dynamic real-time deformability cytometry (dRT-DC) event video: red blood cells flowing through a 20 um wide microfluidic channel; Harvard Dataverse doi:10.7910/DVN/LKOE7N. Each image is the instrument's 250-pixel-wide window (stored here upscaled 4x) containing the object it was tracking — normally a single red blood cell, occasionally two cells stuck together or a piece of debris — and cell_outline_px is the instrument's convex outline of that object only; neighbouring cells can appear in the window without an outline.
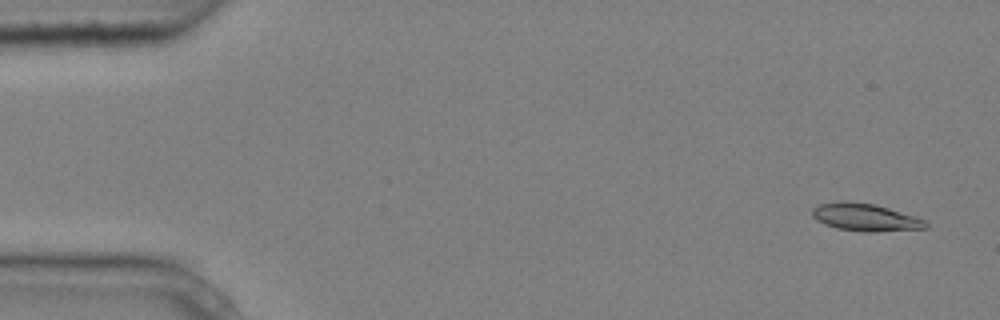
{"species": "common noctule bat (a hibernating species)", "species_latin": "Nyctalus noctula", "temperature_condition": "cold", "stored_images_in_passage": 5, "camera_frame_rate_fps": 3000, "um_per_image_px": 0.085, "animal": {"sex": "male", "body_mass_g": 20.4}, "frame": {"image": 1, "passage_image": 1, "time_ms": 0.0, "image_size_px": [1000, 320], "cell_outline_px": [[928, 228], [876, 232], [864, 232], [836, 228], [824, 224], [816, 220], [812, 216], [812, 208], [820, 204], [876, 204], [924, 220], [928, 224]], "centroid_in_image_um": [73.58, 18.53], "position_along_channel_um": 11.4, "area_um2": 17.4}}